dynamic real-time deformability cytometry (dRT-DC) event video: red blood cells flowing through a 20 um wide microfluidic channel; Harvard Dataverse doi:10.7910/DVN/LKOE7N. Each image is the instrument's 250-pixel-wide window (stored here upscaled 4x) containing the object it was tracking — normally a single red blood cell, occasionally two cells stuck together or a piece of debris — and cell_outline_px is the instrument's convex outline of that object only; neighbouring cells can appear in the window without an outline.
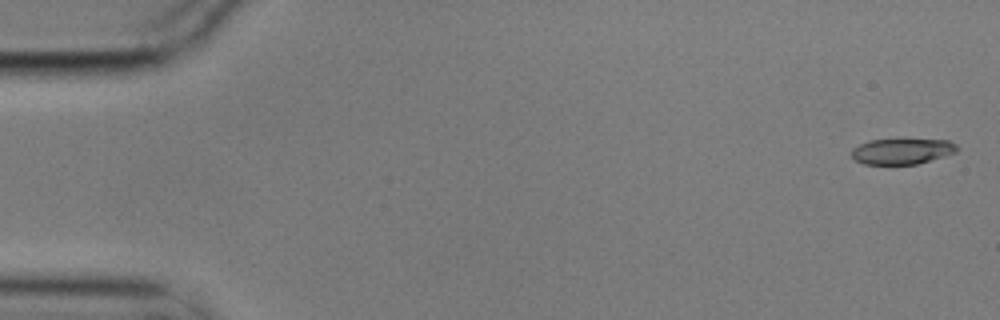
{"species": "common noctule bat (a hibernating species)", "species_latin": "Nyctalus noctula", "temperature_condition": "cold", "stored_images_in_passage": 5, "camera_frame_rate_fps": 3000, "um_per_image_px": 0.085, "animal": {"sex": "male", "body_mass_g": 17.9}, "frame": {"image": 1, "passage_image": 1, "time_ms": 0.0, "image_size_px": [1000, 320], "cell_outline_px": [[960, 148], [956, 152], [944, 156], [916, 164], [864, 164], [856, 160], [852, 156], [852, 148], [860, 144], [872, 140], [948, 140], [956, 144]], "centroid_in_image_um": [76.69, 12.86], "position_along_channel_um": 8.3, "area_um2": 15.55}}
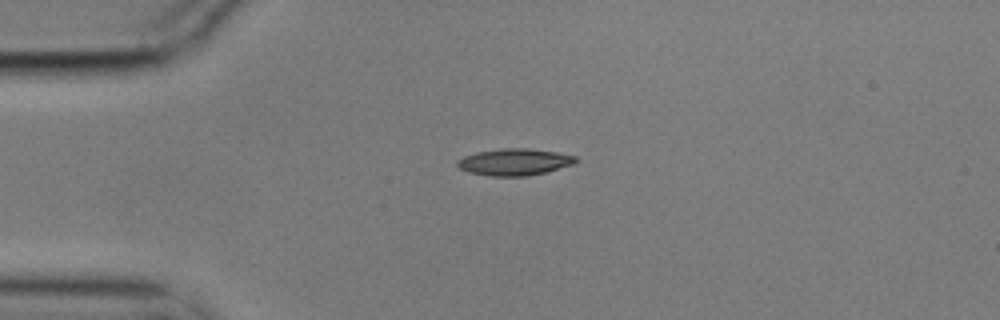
{"frame": {"image": 2, "passage_image": 4, "time_ms": 1.0, "image_size_px": [1000, 320], "cell_outline_px": [[580, 160], [572, 164], [544, 172], [528, 176], [488, 176], [468, 172], [460, 168], [456, 164], [456, 160], [464, 156], [476, 152], [504, 148], [528, 148], [556, 152], [576, 156]], "centroid_in_image_um": [43.7, 13.76], "position_along_channel_um": 41.3, "area_um2": 18.44}}